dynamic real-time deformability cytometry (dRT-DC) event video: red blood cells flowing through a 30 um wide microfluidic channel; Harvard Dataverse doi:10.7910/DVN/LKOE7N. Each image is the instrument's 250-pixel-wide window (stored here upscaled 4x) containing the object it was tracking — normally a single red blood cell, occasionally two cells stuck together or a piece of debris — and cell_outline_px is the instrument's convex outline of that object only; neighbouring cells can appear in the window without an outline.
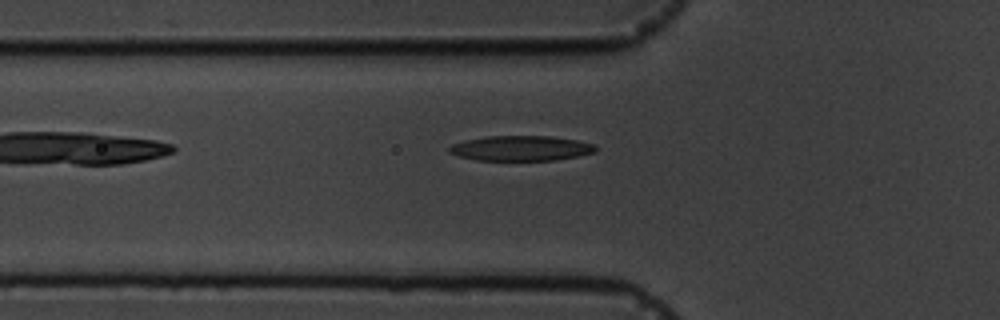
{"species": "common noctule bat (a hibernating species)", "species_latin": "Nyctalus noctula", "temperature_condition": "cold", "stored_images_in_passage": 6, "camera_frame_rate_fps": 3000, "um_per_image_px": 0.085, "animal": {"sex": "male", "body_mass_g": 19.5, "forearm_length_mm": 54.6}, "frame": {"image": 1, "passage_image": 5, "time_ms": 5.333, "image_size_px": [1000, 320], "cell_outline_px": [[596, 152], [580, 156], [556, 160], [476, 160], [460, 156], [448, 152], [448, 148], [452, 144], [464, 140], [488, 136], [552, 136], [576, 140], [596, 144]], "centroid_in_image_um": [44.31, 12.6], "position_along_channel_um": 81.5, "area_um2": 21.5}}
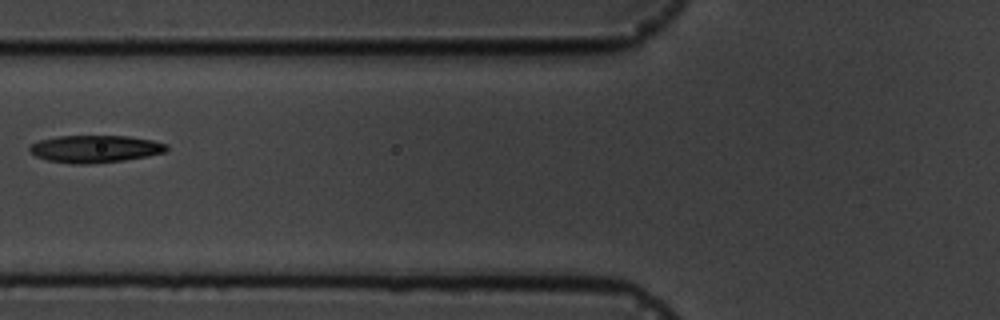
{"frame": {"image": 2, "passage_image": 6, "time_ms": 6.333, "image_size_px": [1000, 320], "cell_outline_px": [[168, 148], [164, 152], [148, 156], [124, 160], [88, 164], [72, 164], [48, 160], [36, 156], [28, 152], [28, 148], [32, 144], [40, 140], [60, 136], [128, 136], [152, 140], [168, 144]], "centroid_in_image_um": [8.08, 12.66], "position_along_channel_um": 117.7, "area_um2": 21.79}}